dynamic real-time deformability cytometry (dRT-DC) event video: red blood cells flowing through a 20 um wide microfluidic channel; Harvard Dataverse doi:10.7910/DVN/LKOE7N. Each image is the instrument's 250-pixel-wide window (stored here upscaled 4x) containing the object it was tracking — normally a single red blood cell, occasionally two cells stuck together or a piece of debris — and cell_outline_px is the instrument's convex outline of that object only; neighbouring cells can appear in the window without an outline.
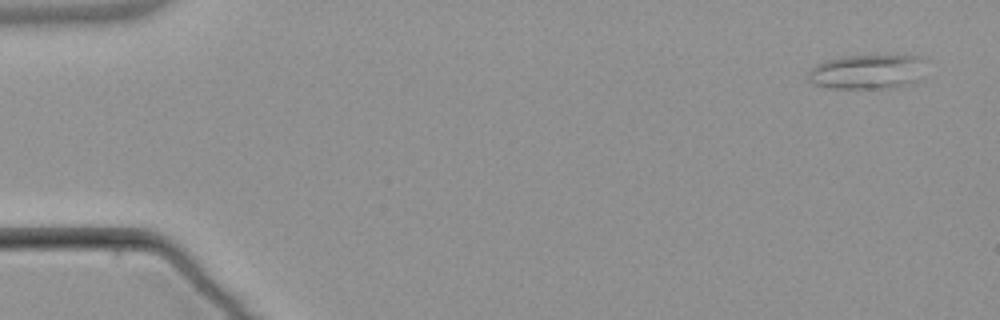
{"species": "common noctule bat (a hibernating species)", "species_latin": "Nyctalus noctula", "temperature_condition": "warm", "stored_images_in_passage": 8, "camera_frame_rate_fps": 3000, "um_per_image_px": 0.085, "animal": {"sex": "male", "body_mass_g": 21.5, "forearm_length_mm": 52.0}, "frame": {"image": 1, "passage_image": 1, "time_ms": 0.0, "image_size_px": [1000, 320], "cell_outline_px": [[928, 60], [916, 80], [908, 84], [892, 88], [828, 88], [812, 84], [808, 80], [808, 72], [816, 64], [824, 60], [844, 56], [924, 56]], "centroid_in_image_um": [73.69, 6.1], "position_along_channel_um": 11.3, "area_um2": 23.81}}
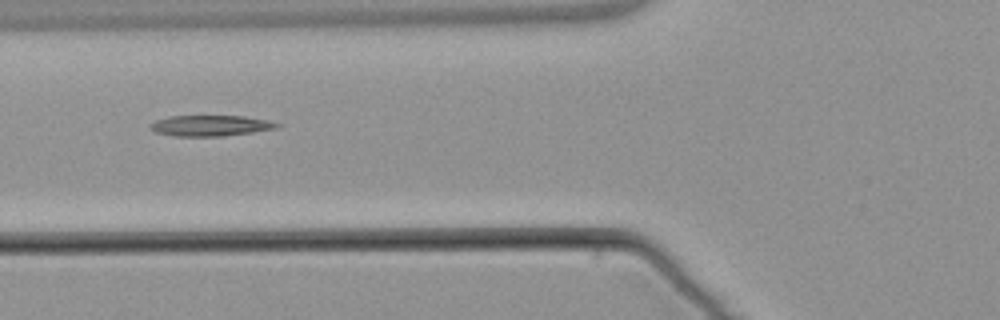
{"frame": {"image": 2, "passage_image": 6, "time_ms": 6.0, "image_size_px": [1000, 320], "cell_outline_px": [[280, 124], [276, 128], [252, 132], [220, 136], [176, 136], [156, 132], [148, 124], [156, 120], [168, 116], [244, 116], [268, 120]], "centroid_in_image_um": [17.87, 10.67], "position_along_channel_um": 107.9, "area_um2": 15.14}}